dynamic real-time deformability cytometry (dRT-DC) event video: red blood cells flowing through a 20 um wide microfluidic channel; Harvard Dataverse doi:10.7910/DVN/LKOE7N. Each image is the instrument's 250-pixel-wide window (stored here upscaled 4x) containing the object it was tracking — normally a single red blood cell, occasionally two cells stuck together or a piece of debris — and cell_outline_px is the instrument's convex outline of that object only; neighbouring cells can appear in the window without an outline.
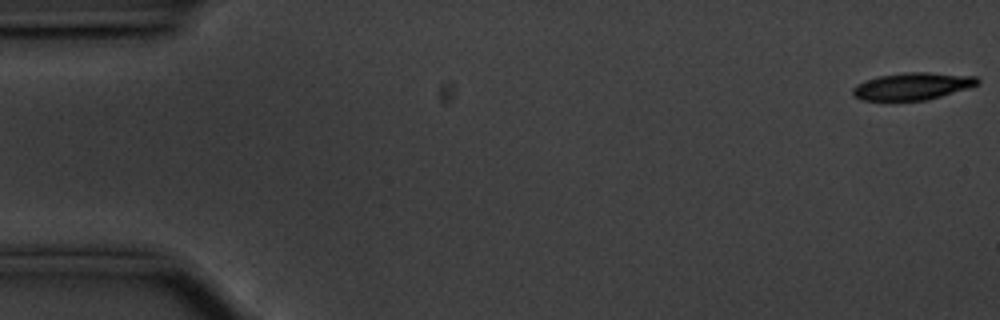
{"species": "common noctule bat (a hibernating species)", "species_latin": "Nyctalus noctula", "temperature_condition": "cold", "stored_images_in_passage": 14, "camera_frame_rate_fps": 3000, "um_per_image_px": 0.085, "animal": {"sex": "male", "body_mass_g": 20.1, "forearm_length_mm": 53.5}, "frame": {"image": 1, "passage_image": 1, "time_ms": 0.0, "image_size_px": [1000, 320], "cell_outline_px": [[980, 80], [976, 84], [968, 88], [940, 96], [924, 100], [860, 100], [852, 96], [852, 88], [856, 84], [876, 76], [904, 72], [928, 72], [976, 76]], "centroid_in_image_um": [77.5, 7.32], "position_along_channel_um": 7.5, "area_um2": 19.77}}